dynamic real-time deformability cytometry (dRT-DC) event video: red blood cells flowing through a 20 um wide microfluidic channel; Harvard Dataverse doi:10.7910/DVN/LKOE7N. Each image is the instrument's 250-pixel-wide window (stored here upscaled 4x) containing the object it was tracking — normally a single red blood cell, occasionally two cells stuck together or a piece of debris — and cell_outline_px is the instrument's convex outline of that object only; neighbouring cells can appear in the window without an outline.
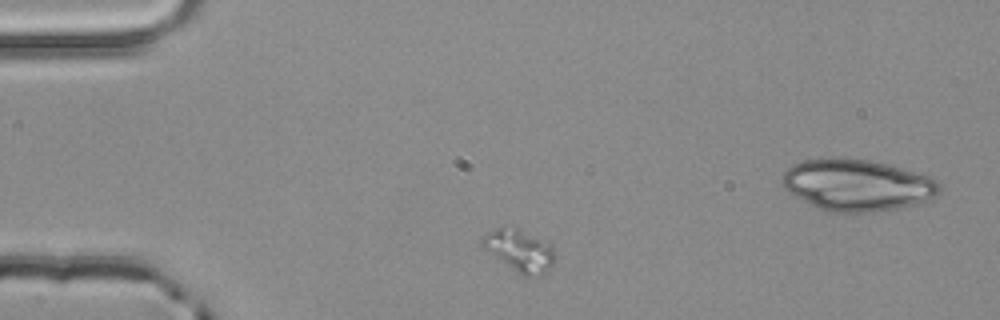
{"species": "common noctule bat (a hibernating species)", "species_latin": "Nyctalus noctula", "temperature_condition": "room temperature", "stored_images_in_passage": 2, "camera_frame_rate_fps": 3000, "um_per_image_px": 0.085, "animal": {"sex": "male", "body_mass_g": 20.4}, "frame": {"image": 1, "passage_image": 1, "time_ms": 0.0, "image_size_px": [1000, 320], "cell_outline_px": [[556, 260], [544, 272], [524, 276], [516, 272], [480, 248], [480, 240], [488, 232], [496, 228], [516, 228], [552, 244], [556, 252]], "centroid_in_image_um": [44.13, 21.29], "position_along_channel_um": 40.9, "area_um2": 17.69}}